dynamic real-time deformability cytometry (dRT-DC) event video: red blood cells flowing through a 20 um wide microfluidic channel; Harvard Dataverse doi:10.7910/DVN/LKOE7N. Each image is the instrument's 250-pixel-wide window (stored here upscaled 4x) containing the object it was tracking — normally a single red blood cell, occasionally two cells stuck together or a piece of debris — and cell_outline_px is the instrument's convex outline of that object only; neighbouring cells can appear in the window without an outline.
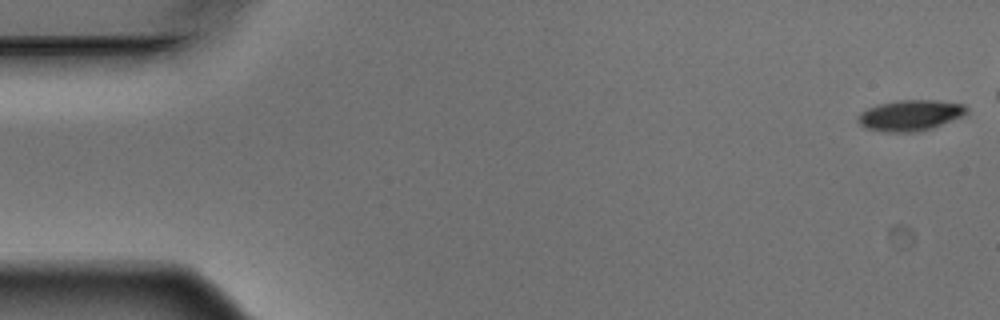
{"species": "Egyptian fruit bat (a non-hibernating species)", "species_latin": "Rousettus aegyptiacus", "temperature_condition": "warm", "stored_images_in_passage": 6, "camera_frame_rate_fps": 3000, "um_per_image_px": 0.085, "animal": {"sex": "male"}, "frame": {"image": 1, "passage_image": 1, "time_ms": 0.0, "image_size_px": [1000, 320], "cell_outline_px": [[968, 112], [960, 116], [932, 128], [916, 132], [884, 132], [864, 128], [856, 120], [856, 116], [860, 112], [868, 108], [880, 104], [900, 100], [936, 100], [964, 104], [968, 108]], "centroid_in_image_um": [77.32, 9.81], "position_along_channel_um": 7.7, "area_um2": 19.48}}
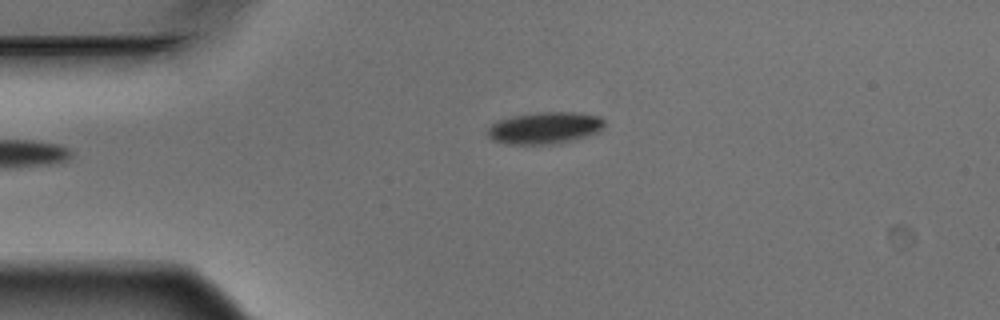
{"frame": {"image": 2, "passage_image": 6, "time_ms": 1.667, "image_size_px": [1000, 320], "cell_outline_px": [[604, 128], [596, 132], [584, 136], [568, 140], [548, 144], [508, 144], [496, 140], [488, 136], [488, 128], [492, 124], [500, 120], [512, 116], [540, 112], [572, 112], [600, 116], [604, 120]], "centroid_in_image_um": [46.3, 10.86], "position_along_channel_um": 38.7, "area_um2": 21.15}}